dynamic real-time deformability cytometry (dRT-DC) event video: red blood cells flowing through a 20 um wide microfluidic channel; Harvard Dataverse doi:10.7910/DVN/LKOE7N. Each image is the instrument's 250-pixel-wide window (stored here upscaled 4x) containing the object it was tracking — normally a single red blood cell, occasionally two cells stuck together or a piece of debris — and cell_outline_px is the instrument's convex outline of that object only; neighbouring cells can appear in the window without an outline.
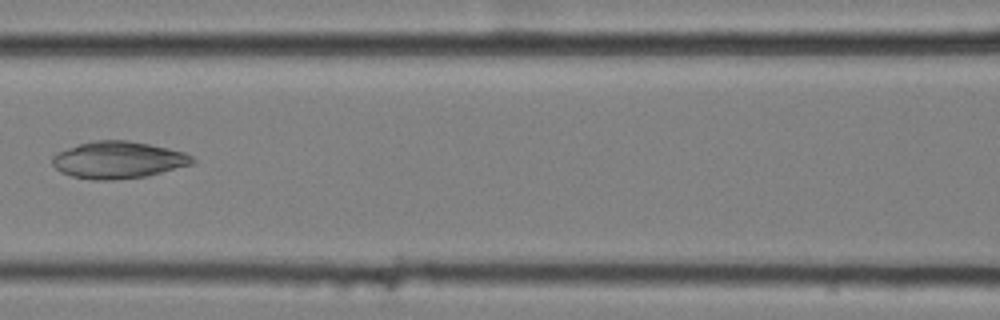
{"species": "common noctule bat (a hibernating species)", "species_latin": "Nyctalus noctula", "temperature_condition": "cold", "stored_images_in_passage": 10, "camera_frame_rate_fps": 3000, "um_per_image_px": 0.085, "animal": {"sex": "female", "body_mass_g": 25.1}, "frame": {"image": 1, "passage_image": 7, "time_ms": 2.0, "image_size_px": [1000, 320], "cell_outline_px": [[196, 160], [192, 164], [144, 176], [116, 180], [92, 180], [72, 176], [60, 172], [52, 164], [52, 156], [56, 152], [92, 140], [128, 140], [168, 148], [184, 152], [192, 156]], "centroid_in_image_um": [10.01, 13.59], "position_along_channel_um": 156.6, "area_um2": 30.11}}
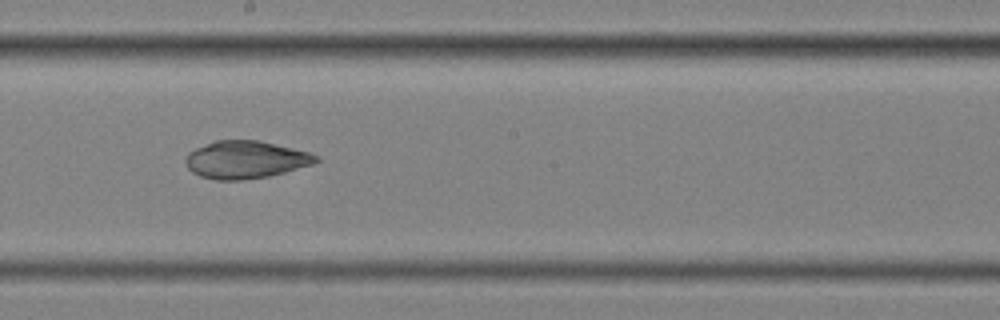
{"frame": {"image": 2, "passage_image": 9, "time_ms": 2.667, "image_size_px": [1000, 320], "cell_outline_px": [[320, 160], [312, 164], [284, 172], [268, 176], [240, 180], [216, 180], [200, 176], [192, 172], [188, 168], [184, 160], [188, 152], [196, 148], [216, 140], [260, 140], [308, 152], [320, 156]], "centroid_in_image_um": [20.86, 13.57], "position_along_channel_um": 227.3, "area_um2": 28.5}}
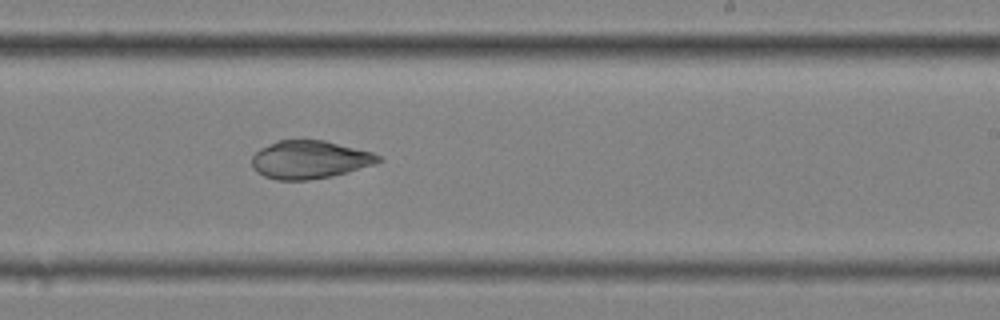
{"frame": {"image": 3, "passage_image": 10, "time_ms": 3.0, "image_size_px": [1000, 320], "cell_outline_px": [[384, 160], [376, 164], [348, 172], [332, 176], [308, 180], [276, 180], [264, 176], [256, 172], [252, 168], [252, 156], [260, 148], [276, 140], [324, 140], [372, 152], [380, 156]], "centroid_in_image_um": [26.32, 13.57], "position_along_channel_um": 262.7, "area_um2": 28.26}}